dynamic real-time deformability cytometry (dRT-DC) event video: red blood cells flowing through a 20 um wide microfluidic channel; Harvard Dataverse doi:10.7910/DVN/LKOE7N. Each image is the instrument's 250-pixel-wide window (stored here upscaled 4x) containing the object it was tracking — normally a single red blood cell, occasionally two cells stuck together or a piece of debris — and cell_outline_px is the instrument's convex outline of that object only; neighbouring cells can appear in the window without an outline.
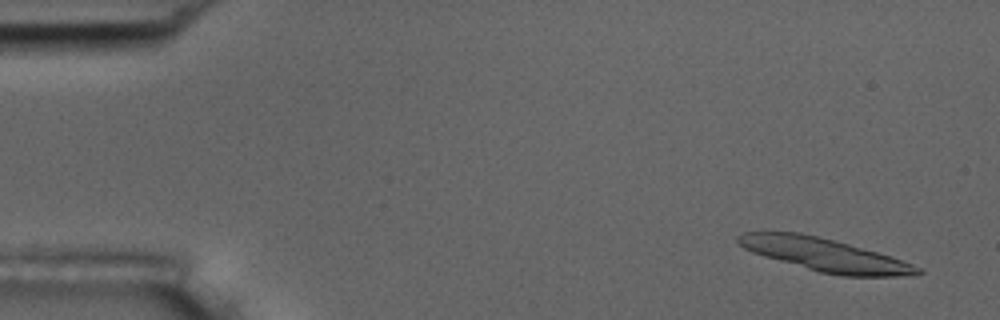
{"species": "common noctule bat (a hibernating species)", "species_latin": "Nyctalus noctula", "temperature_condition": "room temperature", "stored_images_in_passage": 5, "camera_frame_rate_fps": 3000, "um_per_image_px": 0.085, "animal": {"sex": "male", "body_mass_g": 17.5, "forearm_length_mm": 52.3}, "frame": {"image": 1, "passage_image": 1, "time_ms": 0.0, "image_size_px": [1000, 320], "cell_outline_px": [[924, 272], [912, 276], [840, 276], [820, 272], [764, 256], [752, 252], [744, 248], [736, 240], [736, 236], [744, 232], [800, 232], [848, 244], [876, 252], [912, 264], [920, 268]], "centroid_in_image_um": [70.09, 21.66], "position_along_channel_um": 14.9, "area_um2": 33.93}}
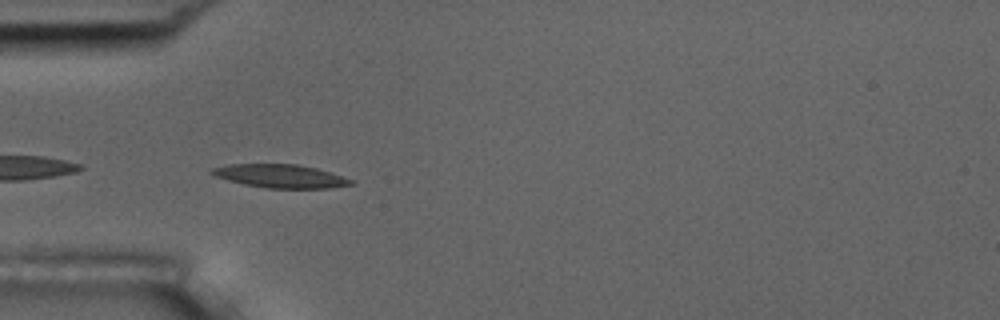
{"frame": {"image": 2, "passage_image": 5, "time_ms": 4.667, "image_size_px": [1000, 320], "cell_outline_px": [[356, 184], [328, 188], [264, 188], [244, 184], [228, 180], [216, 176], [208, 172], [208, 168], [228, 164], [296, 164], [316, 168], [356, 180]], "centroid_in_image_um": [23.83, 14.96], "position_along_channel_um": 61.2, "area_um2": 19.13}}